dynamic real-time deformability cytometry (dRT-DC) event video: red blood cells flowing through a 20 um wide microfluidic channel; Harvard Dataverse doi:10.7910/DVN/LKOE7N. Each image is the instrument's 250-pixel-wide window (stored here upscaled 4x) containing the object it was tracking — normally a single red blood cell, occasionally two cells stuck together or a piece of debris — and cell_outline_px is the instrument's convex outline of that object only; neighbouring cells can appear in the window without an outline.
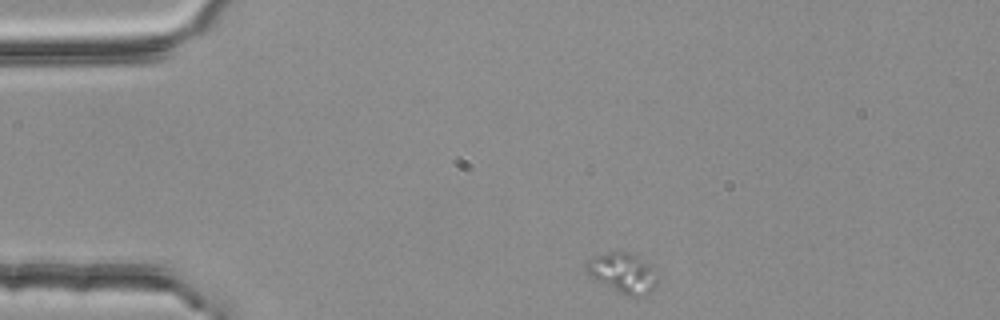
{"species": "common noctule bat (a hibernating species)", "species_latin": "Nyctalus noctula", "temperature_condition": "room temperature", "stored_images_in_passage": 3, "camera_frame_rate_fps": 3000, "um_per_image_px": 0.085, "animal": {"sex": "female", "body_mass_g": 25.1}, "frame": {"image": 1, "passage_image": 1, "time_ms": 0.0, "image_size_px": [1000, 320], "cell_outline_px": [[656, 284], [644, 296], [624, 296], [596, 280], [584, 268], [584, 264], [588, 260], [596, 256], [608, 252], [632, 252], [648, 264], [656, 280]], "centroid_in_image_um": [52.88, 23.21], "position_along_channel_um": 32.1, "area_um2": 16.18}}